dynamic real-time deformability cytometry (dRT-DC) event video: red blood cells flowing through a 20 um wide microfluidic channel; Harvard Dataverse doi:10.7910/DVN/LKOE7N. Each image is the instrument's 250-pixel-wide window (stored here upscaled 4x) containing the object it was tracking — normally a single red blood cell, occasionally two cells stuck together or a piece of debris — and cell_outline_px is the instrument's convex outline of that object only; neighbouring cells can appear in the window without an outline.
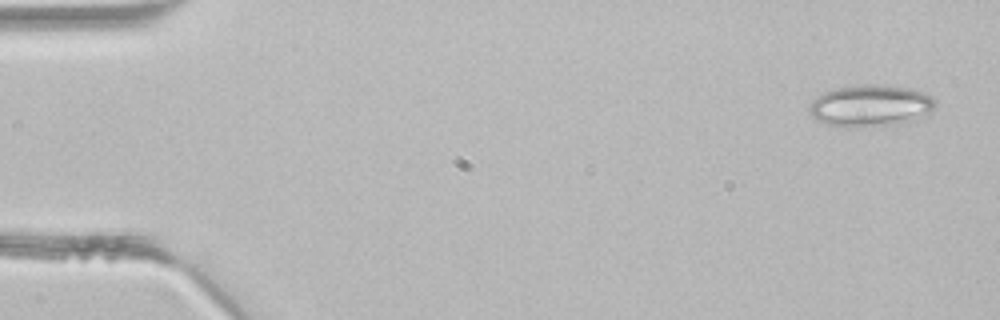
{"species": "common noctule bat (a hibernating species)", "species_latin": "Nyctalus noctula", "temperature_condition": "room temperature", "stored_images_in_passage": 42, "camera_frame_rate_fps": 3000, "um_per_image_px": 0.085, "animal": {"sex": "male", "body_mass_g": 21.5, "forearm_length_mm": 52.0}, "frame": {"image": 1, "passage_image": 1, "time_ms": 0.0, "image_size_px": [1000, 320], "cell_outline_px": [[936, 104], [932, 112], [928, 116], [920, 120], [872, 128], [844, 128], [828, 124], [816, 120], [808, 112], [808, 108], [812, 100], [816, 96], [824, 92], [836, 88], [864, 84], [880, 84], [920, 88], [932, 96], [936, 100]], "centroid_in_image_um": [74.07, 9.0], "position_along_channel_um": 10.9, "area_um2": 32.14}}
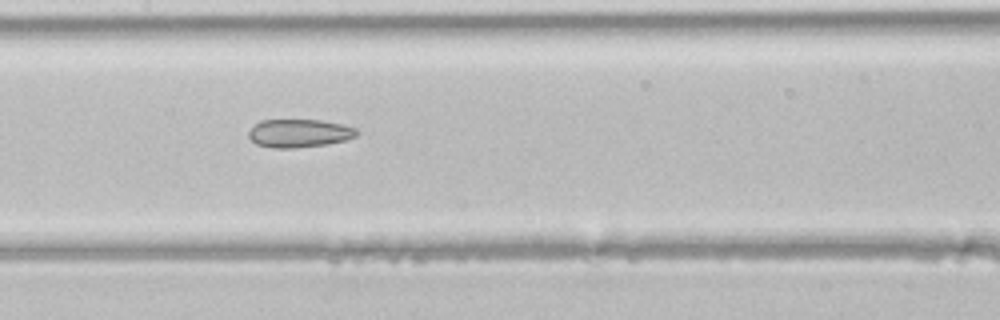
{"frame": {"image": 2, "passage_image": 20, "time_ms": 6.333, "image_size_px": [1000, 320], "cell_outline_px": [[356, 136], [344, 140], [328, 144], [296, 148], [272, 148], [256, 144], [248, 136], [248, 132], [260, 120], [320, 120], [340, 124], [356, 128]], "centroid_in_image_um": [25.4, 11.33], "position_along_channel_um": 182.0, "area_um2": 17.63}}
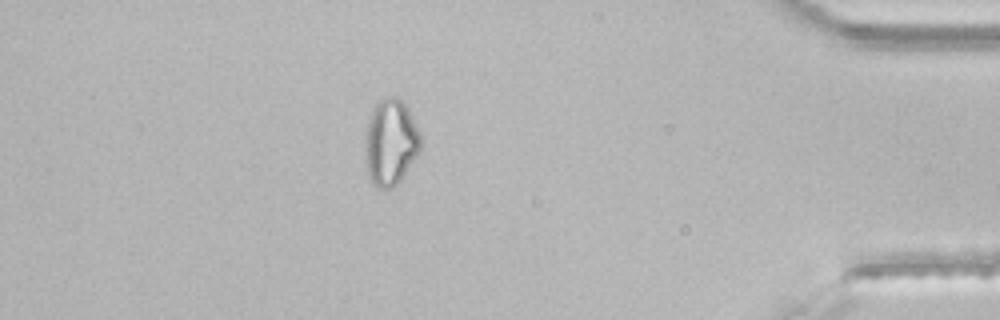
{"frame": {"image": 3, "passage_image": 37, "time_ms": 12.0, "image_size_px": [1000, 320], "cell_outline_px": [[420, 148], [416, 156], [400, 180], [392, 188], [376, 188], [372, 184], [368, 176], [364, 148], [368, 120], [372, 108], [380, 100], [388, 96], [396, 96], [408, 108], [420, 132]], "centroid_in_image_um": [33.17, 12.09], "position_along_channel_um": 402.0, "area_um2": 27.8}}